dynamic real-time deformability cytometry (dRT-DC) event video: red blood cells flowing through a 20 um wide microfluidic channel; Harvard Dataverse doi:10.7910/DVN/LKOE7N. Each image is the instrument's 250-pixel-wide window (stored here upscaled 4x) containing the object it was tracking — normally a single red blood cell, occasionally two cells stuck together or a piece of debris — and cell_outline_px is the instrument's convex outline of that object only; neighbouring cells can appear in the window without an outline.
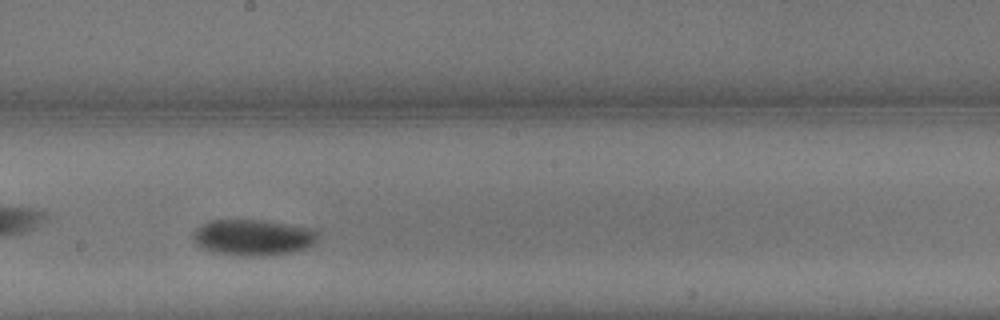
{"species": "common noctule bat (a hibernating species)", "species_latin": "Nyctalus noctula", "temperature_condition": "warm", "stored_images_in_passage": 14, "camera_frame_rate_fps": 3000, "um_per_image_px": 0.085, "animal": {"sex": "male", "body_mass_g": 13.3}, "frame": {"image": 1, "passage_image": 10, "time_ms": 3.0, "image_size_px": [1000, 320], "cell_outline_px": [[320, 236], [312, 244], [304, 248], [292, 252], [264, 256], [244, 256], [216, 252], [200, 248], [196, 244], [192, 236], [192, 232], [196, 228], [208, 220], [264, 220], [288, 224], [308, 228], [320, 232]], "centroid_in_image_um": [21.48, 20.17], "position_along_channel_um": 226.7, "area_um2": 26.3}}
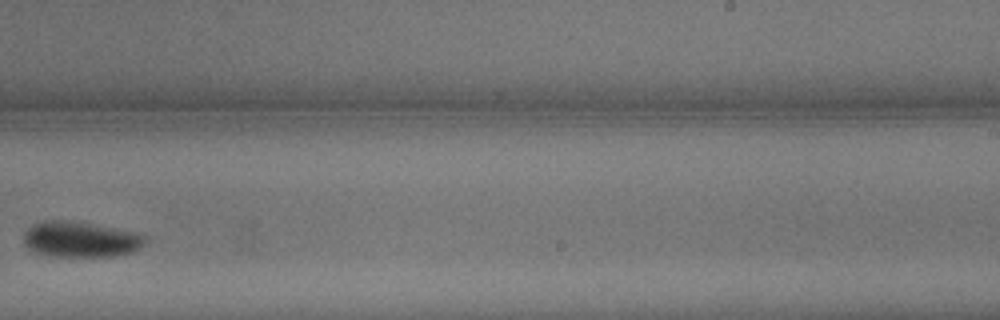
{"frame": {"image": 2, "passage_image": 12, "time_ms": 3.667, "image_size_px": [1000, 320], "cell_outline_px": [[144, 244], [140, 248], [132, 252], [112, 256], [48, 256], [36, 252], [28, 248], [24, 244], [24, 236], [36, 224], [48, 220], [64, 220], [92, 224], [140, 232], [144, 236]], "centroid_in_image_um": [6.89, 20.36], "position_along_channel_um": 282.1, "area_um2": 24.85}}